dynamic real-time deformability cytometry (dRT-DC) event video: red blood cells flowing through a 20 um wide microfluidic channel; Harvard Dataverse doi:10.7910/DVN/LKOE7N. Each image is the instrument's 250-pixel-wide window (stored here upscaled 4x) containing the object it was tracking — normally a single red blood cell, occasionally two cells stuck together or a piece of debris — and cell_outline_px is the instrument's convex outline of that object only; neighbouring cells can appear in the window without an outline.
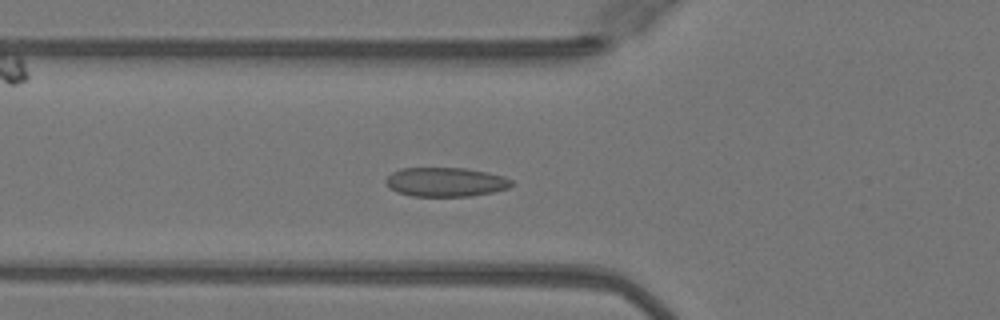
{"species": "Egyptian fruit bat (a non-hibernating species)", "species_latin": "Rousettus aegyptiacus", "temperature_condition": "warm", "stored_images_in_passage": 50, "camera_frame_rate_fps": 3000, "um_per_image_px": 0.085, "animal": {"sex": "female"}, "frame": {"image": 1, "passage_image": 17, "time_ms": 5.333, "image_size_px": [1000, 320], "cell_outline_px": [[512, 184], [508, 188], [492, 192], [468, 196], [412, 196], [396, 192], [388, 188], [384, 180], [392, 172], [400, 168], [464, 168], [488, 172], [504, 176], [512, 180]], "centroid_in_image_um": [37.84, 15.47], "position_along_channel_um": 88.0, "area_um2": 21.44}}
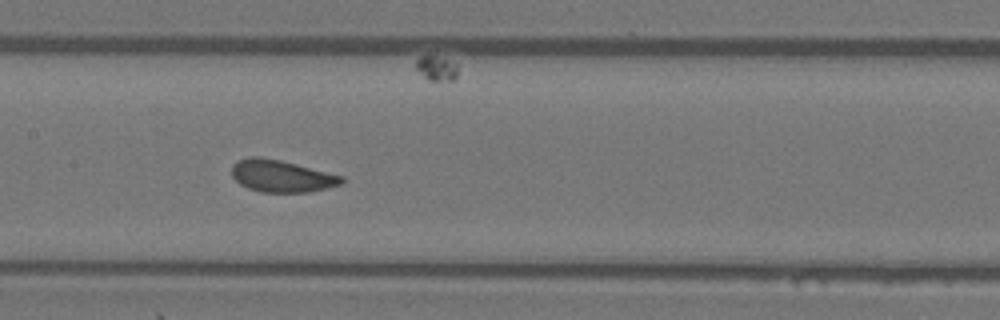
{"frame": {"image": 2, "passage_image": 24, "time_ms": 7.667, "image_size_px": [1000, 320], "cell_outline_px": [[344, 184], [308, 192], [260, 192], [248, 188], [240, 184], [232, 176], [232, 164], [236, 160], [248, 156], [260, 156], [280, 160], [344, 176]], "centroid_in_image_um": [23.91, 14.95], "position_along_channel_um": 183.5, "area_um2": 20.69}}
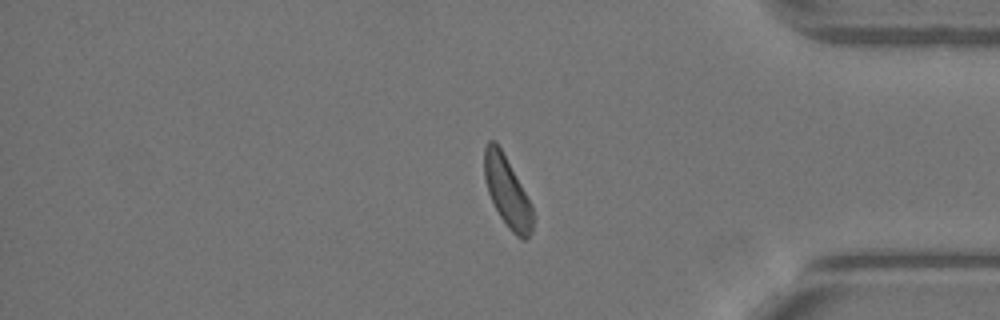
{"frame": {"image": 3, "passage_image": 41, "time_ms": 13.333, "image_size_px": [1000, 320], "cell_outline_px": [[532, 232], [524, 240], [516, 236], [508, 228], [500, 216], [488, 192], [484, 180], [484, 148], [488, 140], [496, 140], [532, 204]], "centroid_in_image_um": [43.09, 16.28], "position_along_channel_um": 392.1, "area_um2": 19.71}}